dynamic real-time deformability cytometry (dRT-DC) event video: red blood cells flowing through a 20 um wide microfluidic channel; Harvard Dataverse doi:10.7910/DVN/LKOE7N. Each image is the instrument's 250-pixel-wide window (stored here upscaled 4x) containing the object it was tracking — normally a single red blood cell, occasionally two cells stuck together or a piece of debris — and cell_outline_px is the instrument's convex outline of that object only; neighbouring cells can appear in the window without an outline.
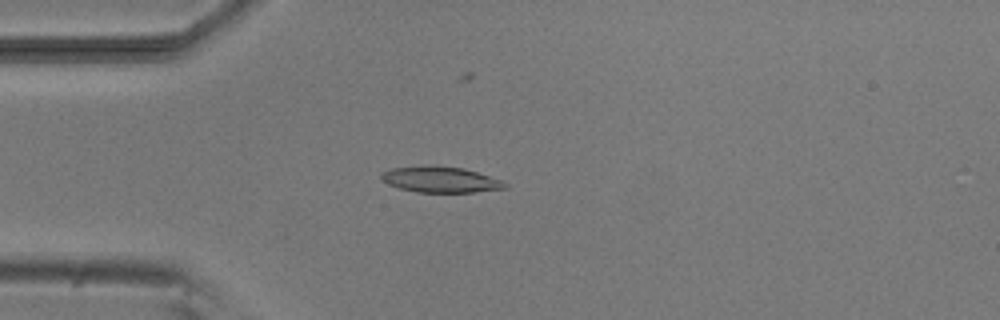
{"species": "common noctule bat (a hibernating species)", "species_latin": "Nyctalus noctula", "temperature_condition": "room temperature", "stored_images_in_passage": 3, "camera_frame_rate_fps": 3000, "um_per_image_px": 0.085, "animal": {"sex": "male", "body_mass_g": 20.5, "forearm_length_mm": 52.5}, "frame": {"image": 1, "passage_image": 3, "time_ms": 2.333, "image_size_px": [1000, 320], "cell_outline_px": [[508, 188], [472, 192], [416, 192], [400, 188], [388, 184], [380, 180], [380, 172], [392, 168], [424, 164], [464, 168], [500, 180], [508, 184]], "centroid_in_image_um": [37.37, 15.25], "position_along_channel_um": 47.6, "area_um2": 18.84}}